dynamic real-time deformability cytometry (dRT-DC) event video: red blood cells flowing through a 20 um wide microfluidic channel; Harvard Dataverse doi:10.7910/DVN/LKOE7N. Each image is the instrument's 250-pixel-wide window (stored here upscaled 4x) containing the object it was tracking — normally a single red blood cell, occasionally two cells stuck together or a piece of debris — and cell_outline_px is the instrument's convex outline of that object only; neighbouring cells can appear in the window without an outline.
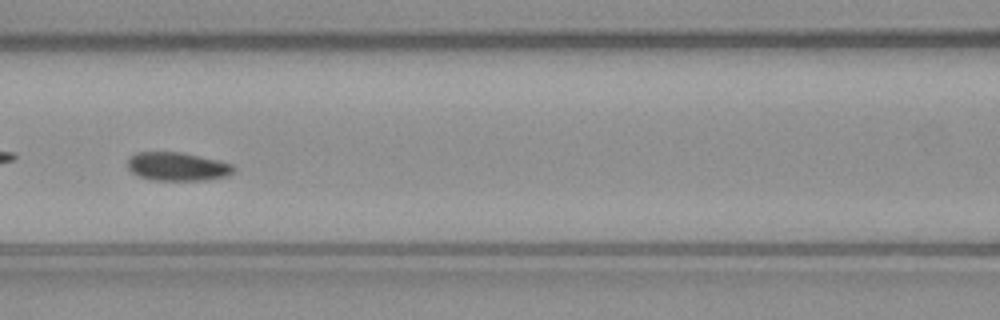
{"species": "common noctule bat (a hibernating species)", "species_latin": "Nyctalus noctula", "temperature_condition": "warm", "stored_images_in_passage": 48, "camera_frame_rate_fps": 3000, "um_per_image_px": 0.085, "animal": {"sex": "male", "body_mass_g": 23.1, "forearm_length_mm": 52.7}, "frame": {"image": 1, "passage_image": 21, "time_ms": 6.667, "image_size_px": [1000, 320], "cell_outline_px": [[236, 168], [228, 176], [204, 180], [148, 180], [132, 172], [128, 168], [128, 160], [136, 152], [180, 152], [220, 160], [232, 164]], "centroid_in_image_um": [15.1, 14.16], "position_along_channel_um": 151.5, "area_um2": 17.63}}